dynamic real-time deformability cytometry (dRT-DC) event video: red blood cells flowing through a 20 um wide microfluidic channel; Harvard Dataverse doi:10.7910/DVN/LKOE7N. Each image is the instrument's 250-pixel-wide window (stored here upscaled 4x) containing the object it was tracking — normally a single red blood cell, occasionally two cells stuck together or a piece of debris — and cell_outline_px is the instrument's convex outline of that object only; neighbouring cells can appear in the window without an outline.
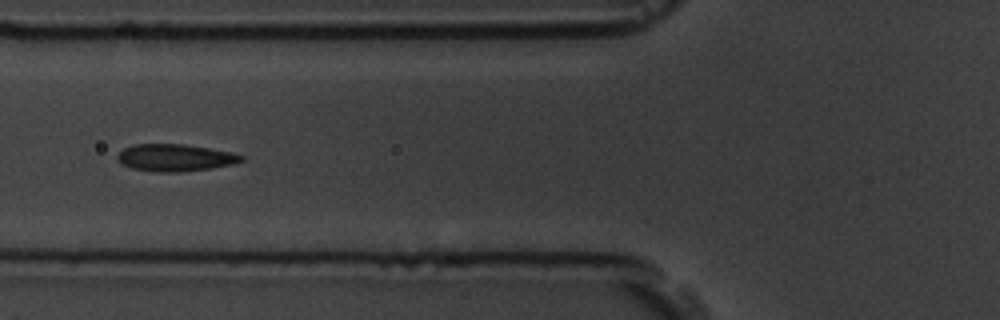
{"species": "common noctule bat (a hibernating species)", "species_latin": "Nyctalus noctula", "temperature_condition": "room temperature", "stored_images_in_passage": 13, "camera_frame_rate_fps": 3000, "um_per_image_px": 0.085, "animal": {"sex": "male", "body_mass_g": 19.5, "forearm_length_mm": 54.6}, "frame": {"image": 1, "passage_image": 3, "time_ms": 3.333, "image_size_px": [1000, 320], "cell_outline_px": [[244, 160], [236, 164], [212, 168], [180, 172], [156, 172], [132, 168], [116, 160], [116, 156], [124, 148], [136, 144], [184, 144], [232, 152], [244, 156]], "centroid_in_image_um": [14.92, 13.41], "position_along_channel_um": 110.9, "area_um2": 19.65}}
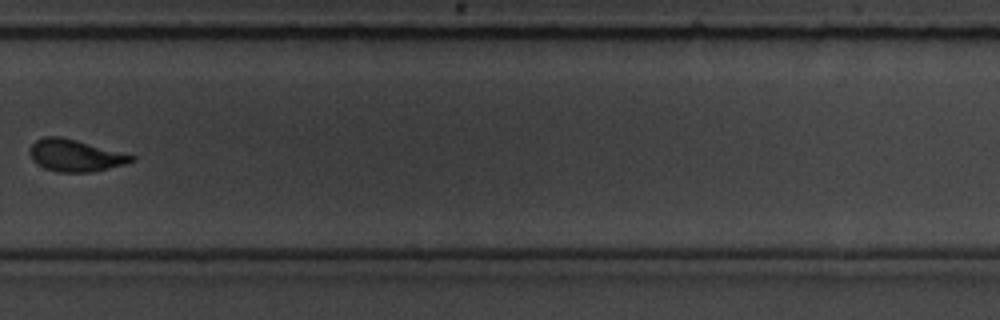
{"frame": {"image": 2, "passage_image": 8, "time_ms": 9.333, "image_size_px": [1000, 320], "cell_outline_px": [[136, 160], [124, 164], [92, 172], [60, 172], [44, 168], [36, 164], [32, 160], [28, 152], [28, 148], [36, 140], [44, 136], [60, 136], [76, 140], [136, 156]], "centroid_in_image_um": [6.35, 13.21], "position_along_channel_um": 323.5, "area_um2": 18.96}}
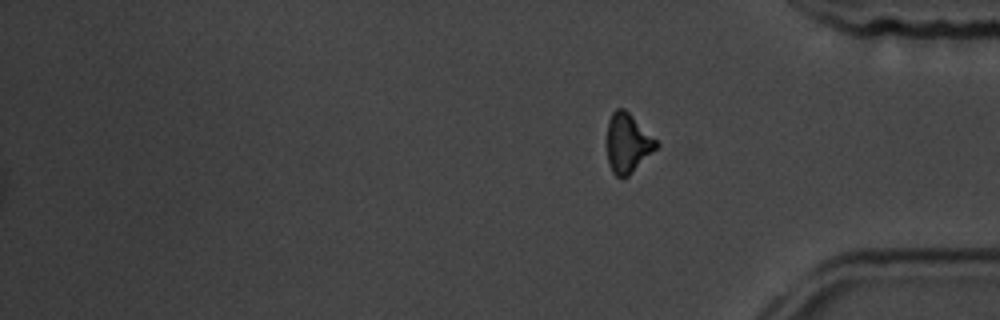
{"frame": {"image": 3, "passage_image": 13, "time_ms": 15.667, "image_size_px": [1000, 320], "cell_outline_px": [[660, 144], [628, 176], [616, 176], [612, 172], [608, 164], [608, 120], [612, 112], [616, 108], [624, 108]], "centroid_in_image_um": [53.33, 12.16], "position_along_channel_um": 381.9, "area_um2": 16.59}, "authors_computed_cell_mechanics": {"area_um2": 18.9584, "velocity_mm_per_s": 3.5562, "shape_relaxation_time_tau1_ms": 6.83, "shape_relaxation_time_tau2_ms": 1.2917, "deformation_change_tau1": 0.1662, "deformation_change_tau2": 0.0652}}